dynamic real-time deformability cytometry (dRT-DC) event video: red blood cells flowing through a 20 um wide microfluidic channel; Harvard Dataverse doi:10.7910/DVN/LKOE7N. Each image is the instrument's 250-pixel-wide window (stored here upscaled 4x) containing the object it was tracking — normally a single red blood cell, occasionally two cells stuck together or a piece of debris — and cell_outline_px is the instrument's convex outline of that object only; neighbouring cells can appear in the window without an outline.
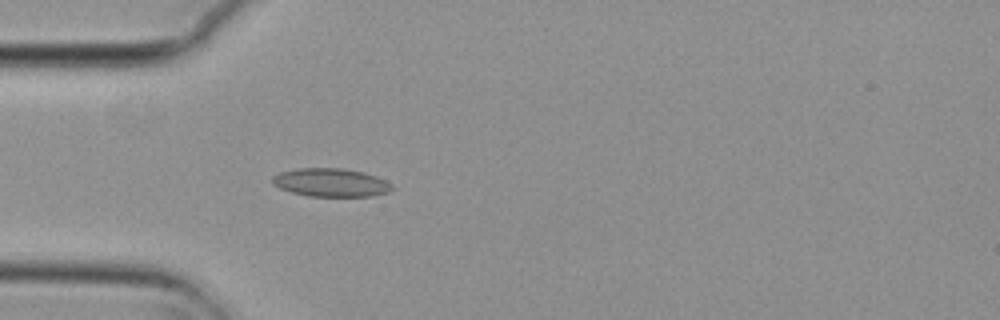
{"species": "common noctule bat (a hibernating species)", "species_latin": "Nyctalus noctula", "temperature_condition": "cold", "stored_images_in_passage": 4, "camera_frame_rate_fps": 3000, "um_per_image_px": 0.085, "animal": {"sex": "female", "body_mass_g": 29.2, "forearm_length_mm": 56.3}, "frame": {"image": 1, "passage_image": 4, "time_ms": 1.0, "image_size_px": [1000, 320], "cell_outline_px": [[396, 188], [388, 192], [372, 196], [308, 196], [292, 192], [280, 188], [272, 184], [272, 176], [280, 172], [296, 168], [344, 168], [364, 172], [376, 176], [392, 184]], "centroid_in_image_um": [28.13, 15.51], "position_along_channel_um": 56.9, "area_um2": 19.88}}